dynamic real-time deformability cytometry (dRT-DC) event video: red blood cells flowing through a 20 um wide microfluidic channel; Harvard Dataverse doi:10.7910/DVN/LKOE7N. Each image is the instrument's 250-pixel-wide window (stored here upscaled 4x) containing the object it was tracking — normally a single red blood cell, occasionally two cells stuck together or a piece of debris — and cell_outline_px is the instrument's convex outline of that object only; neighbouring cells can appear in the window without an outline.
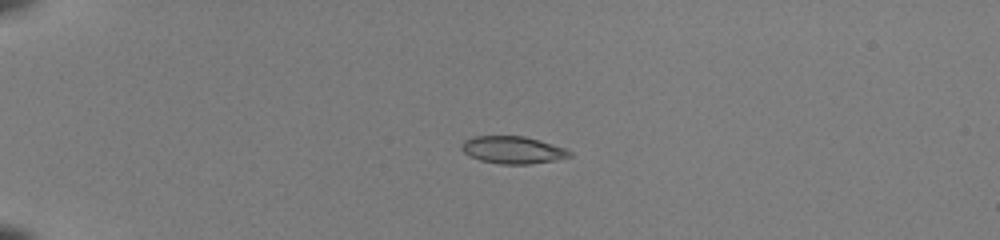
{"species": "common noctule bat (a hibernating species)", "species_latin": "Nyctalus noctula", "temperature_condition": "room temperature", "stored_images_in_passage": 46, "camera_frame_rate_fps": 3000, "um_per_image_px": 0.085, "animal": {"sex": "female", "body_mass_g": 22.0, "forearm_length_mm": 56.7}, "frame": {"image": 1, "passage_image": 8, "time_ms": 2.333, "image_size_px": [1000, 240], "cell_outline_px": [[572, 156], [556, 160], [528, 164], [500, 164], [480, 160], [468, 156], [460, 148], [460, 144], [464, 140], [472, 136], [524, 136], [540, 140], [564, 148], [572, 152]], "centroid_in_image_um": [43.55, 12.74], "position_along_channel_um": 41.5, "area_um2": 17.34}}
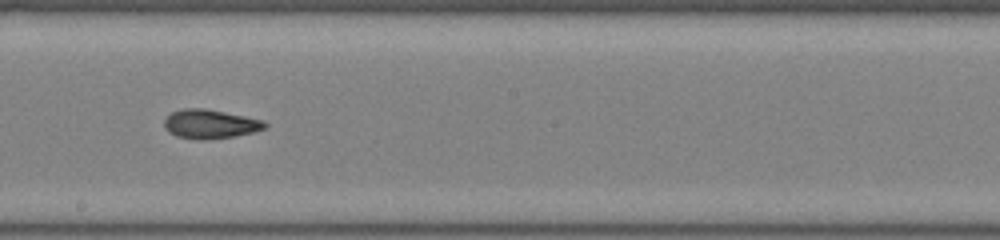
{"frame": {"image": 2, "passage_image": 26, "time_ms": 8.333, "image_size_px": [1000, 240], "cell_outline_px": [[268, 124], [264, 128], [252, 132], [232, 136], [208, 140], [200, 140], [176, 136], [168, 132], [164, 128], [164, 120], [172, 112], [184, 108], [204, 108], [264, 120]], "centroid_in_image_um": [17.83, 10.54], "position_along_channel_um": 230.4, "area_um2": 16.94}}
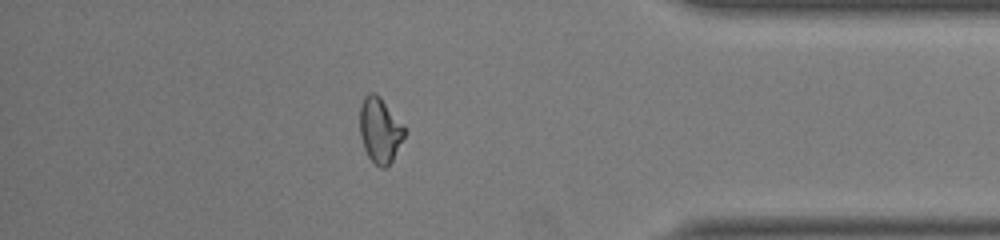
{"frame": {"image": 3, "passage_image": 40, "time_ms": 13.0, "image_size_px": [1000, 240], "cell_outline_px": [[404, 136], [392, 160], [384, 168], [380, 168], [368, 156], [364, 148], [360, 136], [360, 108], [364, 96], [368, 92], [376, 92], [380, 96], [404, 124]], "centroid_in_image_um": [32.28, 11.02], "position_along_channel_um": 402.9, "area_um2": 16.94}, "authors_computed_cell_mechanics": {"area_um2": 17.0799, "velocity_mm_per_s": 4.0982, "shape_relaxation_time_tau1_ms": null, "shape_relaxation_time_tau2_ms": 2.5814, "deformation_change_tau1": null, "deformation_change_tau2": 0.0809}}